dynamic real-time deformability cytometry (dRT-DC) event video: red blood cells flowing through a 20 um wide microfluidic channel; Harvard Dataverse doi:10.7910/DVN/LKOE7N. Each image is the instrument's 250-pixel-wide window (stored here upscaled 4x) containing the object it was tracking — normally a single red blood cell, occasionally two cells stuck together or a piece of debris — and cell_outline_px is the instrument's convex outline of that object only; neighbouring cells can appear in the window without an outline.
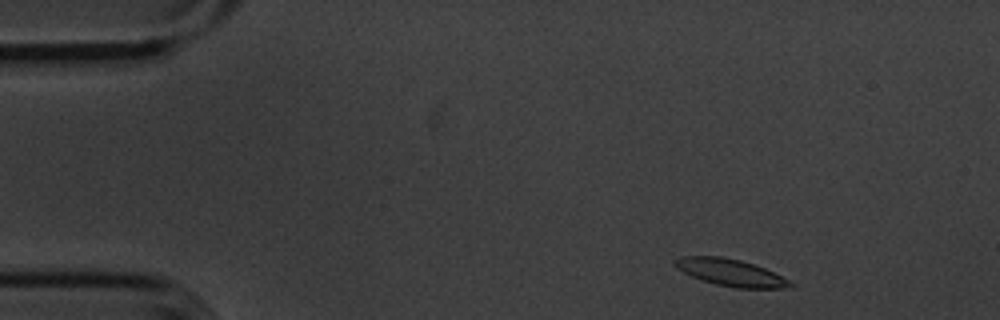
{"species": "common noctule bat (a hibernating species)", "species_latin": "Nyctalus noctula", "temperature_condition": "cold", "stored_images_in_passage": 51, "camera_frame_rate_fps": 3000, "um_per_image_px": 0.085, "animal": {"sex": "male", "body_mass_g": 20.1, "forearm_length_mm": 53.5}, "frame": {"image": 1, "passage_image": 3, "time_ms": 0.667, "image_size_px": [1000, 320], "cell_outline_px": [[796, 284], [792, 288], [736, 288], [716, 284], [692, 276], [676, 268], [672, 264], [672, 260], [680, 256], [720, 256], [740, 260], [764, 268], [792, 280]], "centroid_in_image_um": [62.13, 23.17], "position_along_channel_um": 22.9, "area_um2": 18.26}}
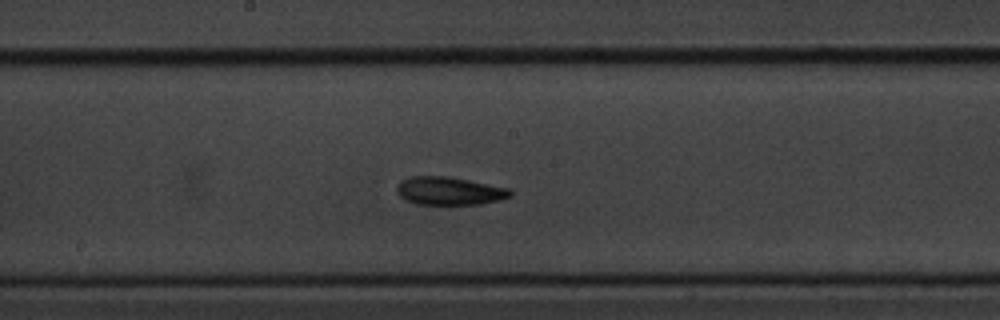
{"frame": {"image": 2, "passage_image": 25, "time_ms": 8.0, "image_size_px": [1000, 320], "cell_outline_px": [[512, 196], [484, 204], [416, 204], [404, 200], [396, 192], [396, 184], [400, 180], [412, 176], [448, 176], [508, 188], [512, 192]], "centroid_in_image_um": [38.14, 16.23], "position_along_channel_um": 210.1, "area_um2": 18.67}}
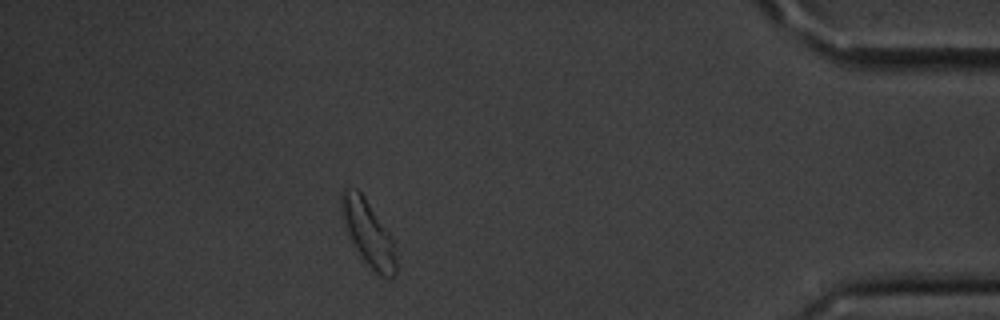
{"frame": {"image": 3, "passage_image": 45, "time_ms": 14.667, "image_size_px": [1000, 320], "cell_outline_px": [[396, 272], [388, 280], [380, 276], [364, 260], [356, 248], [348, 232], [340, 208], [340, 192], [344, 188], [356, 188], [364, 196], [396, 244]], "centroid_in_image_um": [31.31, 19.81], "position_along_channel_um": 403.9, "area_um2": 20.52}, "authors_computed_cell_mechanics": {"area_um2": 18.7272, "velocity_mm_per_s": 3.5804, "shape_relaxation_time_tau1_ms": 2.8519, "shape_relaxation_time_tau2_ms": 8.7842, "deformation_change_tau1": 0.1007, "deformation_change_tau2": 0.1449}}